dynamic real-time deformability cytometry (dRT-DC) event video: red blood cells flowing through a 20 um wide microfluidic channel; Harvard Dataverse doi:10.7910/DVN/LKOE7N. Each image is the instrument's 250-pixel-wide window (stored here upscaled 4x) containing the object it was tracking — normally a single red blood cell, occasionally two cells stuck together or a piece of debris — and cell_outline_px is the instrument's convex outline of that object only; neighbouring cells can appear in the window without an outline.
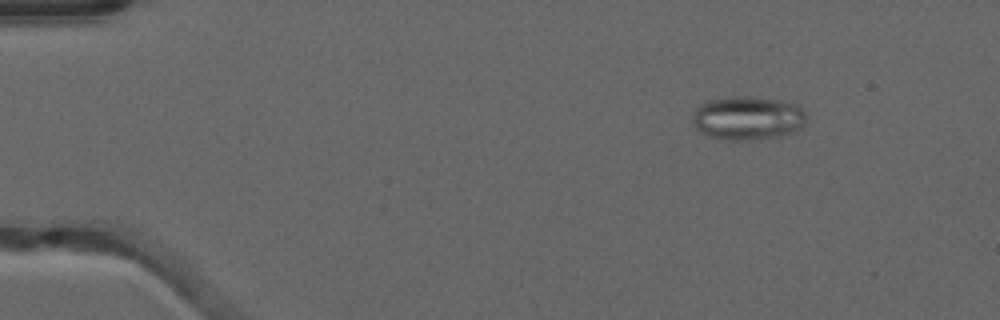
{"species": "common noctule bat (a hibernating species)", "species_latin": "Nyctalus noctula", "temperature_condition": "warm", "stored_images_in_passage": 52, "camera_frame_rate_fps": 3000, "um_per_image_px": 0.085, "animal": {"sex": "male", "forearm_length_mm": 52.5}, "frame": {"image": 1, "passage_image": 7, "time_ms": 2.0, "image_size_px": [1000, 320], "cell_outline_px": [[808, 120], [800, 128], [792, 132], [780, 136], [748, 140], [728, 140], [712, 136], [696, 128], [692, 120], [696, 108], [700, 104], [712, 100], [728, 96], [748, 96], [780, 100], [796, 104], [808, 116]], "centroid_in_image_um": [63.59, 10.02], "position_along_channel_um": 21.4, "area_um2": 28.84}}
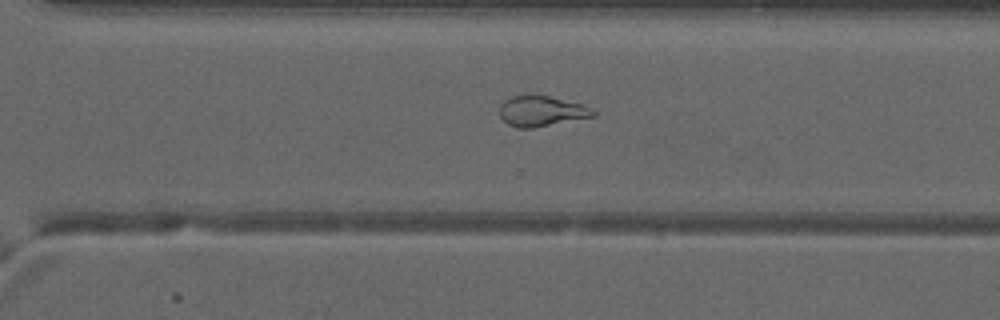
{"frame": {"image": 2, "passage_image": 37, "time_ms": 12.0, "image_size_px": [1000, 320], "cell_outline_px": [[596, 116], [532, 128], [520, 128], [508, 124], [500, 116], [500, 104], [504, 100], [512, 96], [548, 96], [580, 104], [592, 108], [596, 112]], "centroid_in_image_um": [46.03, 9.46], "position_along_channel_um": 324.6, "area_um2": 16.3}}
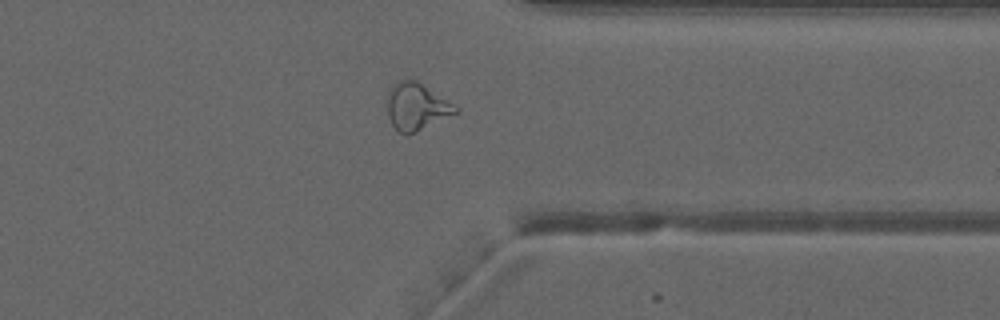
{"frame": {"image": 3, "passage_image": 41, "time_ms": 13.333, "image_size_px": [1000, 320], "cell_outline_px": [[460, 112], [408, 136], [400, 132], [392, 124], [388, 116], [388, 92], [400, 80], [408, 76], [416, 80], [460, 108]], "centroid_in_image_um": [35.43, 9.07], "position_along_channel_um": 376.0, "area_um2": 18.84}, "authors_computed_cell_mechanics": {"area_um2": 20.7502, "velocity_mm_per_s": 4.0092, "shape_relaxation_time_tau1_ms": null, "shape_relaxation_time_tau2_ms": 1.2226, "deformation_change_tau1": null, "deformation_change_tau2": 0.0815}}